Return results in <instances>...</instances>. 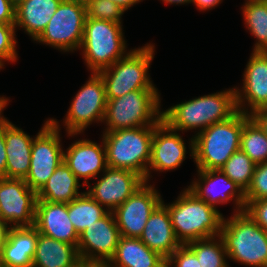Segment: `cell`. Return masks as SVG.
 Wrapping results in <instances>:
<instances>
[{"label": "cell", "mask_w": 267, "mask_h": 267, "mask_svg": "<svg viewBox=\"0 0 267 267\" xmlns=\"http://www.w3.org/2000/svg\"><path fill=\"white\" fill-rule=\"evenodd\" d=\"M237 112L235 88L204 95L162 111V120L175 131L199 128L228 120Z\"/></svg>", "instance_id": "6da1fadb"}, {"label": "cell", "mask_w": 267, "mask_h": 267, "mask_svg": "<svg viewBox=\"0 0 267 267\" xmlns=\"http://www.w3.org/2000/svg\"><path fill=\"white\" fill-rule=\"evenodd\" d=\"M171 218L176 238L181 245L218 236L223 225V215L218 209L199 199L188 188L172 204H164Z\"/></svg>", "instance_id": "7a4b0ae2"}, {"label": "cell", "mask_w": 267, "mask_h": 267, "mask_svg": "<svg viewBox=\"0 0 267 267\" xmlns=\"http://www.w3.org/2000/svg\"><path fill=\"white\" fill-rule=\"evenodd\" d=\"M244 113L237 111L228 120L214 123L196 133L189 143L191 157L200 170H218L240 149Z\"/></svg>", "instance_id": "3957f363"}, {"label": "cell", "mask_w": 267, "mask_h": 267, "mask_svg": "<svg viewBox=\"0 0 267 267\" xmlns=\"http://www.w3.org/2000/svg\"><path fill=\"white\" fill-rule=\"evenodd\" d=\"M220 236L230 260L246 266L267 267V231L245 210L223 219Z\"/></svg>", "instance_id": "277c9868"}, {"label": "cell", "mask_w": 267, "mask_h": 267, "mask_svg": "<svg viewBox=\"0 0 267 267\" xmlns=\"http://www.w3.org/2000/svg\"><path fill=\"white\" fill-rule=\"evenodd\" d=\"M157 126H143L103 132L107 165L139 174L147 182L151 142Z\"/></svg>", "instance_id": "5b68a950"}, {"label": "cell", "mask_w": 267, "mask_h": 267, "mask_svg": "<svg viewBox=\"0 0 267 267\" xmlns=\"http://www.w3.org/2000/svg\"><path fill=\"white\" fill-rule=\"evenodd\" d=\"M159 96L157 89H141L107 99L103 120L107 127L104 132L158 126L163 121Z\"/></svg>", "instance_id": "8992f818"}, {"label": "cell", "mask_w": 267, "mask_h": 267, "mask_svg": "<svg viewBox=\"0 0 267 267\" xmlns=\"http://www.w3.org/2000/svg\"><path fill=\"white\" fill-rule=\"evenodd\" d=\"M121 24L86 17L80 49L91 73H99L129 53Z\"/></svg>", "instance_id": "52a82bcc"}, {"label": "cell", "mask_w": 267, "mask_h": 267, "mask_svg": "<svg viewBox=\"0 0 267 267\" xmlns=\"http://www.w3.org/2000/svg\"><path fill=\"white\" fill-rule=\"evenodd\" d=\"M154 48L151 43L138 49L134 48L113 65L99 72L107 99L119 98L134 90L156 89L148 75Z\"/></svg>", "instance_id": "ba28073f"}, {"label": "cell", "mask_w": 267, "mask_h": 267, "mask_svg": "<svg viewBox=\"0 0 267 267\" xmlns=\"http://www.w3.org/2000/svg\"><path fill=\"white\" fill-rule=\"evenodd\" d=\"M85 19L84 1L62 0L45 30L35 41L63 52L80 49Z\"/></svg>", "instance_id": "9c48e42d"}, {"label": "cell", "mask_w": 267, "mask_h": 267, "mask_svg": "<svg viewBox=\"0 0 267 267\" xmlns=\"http://www.w3.org/2000/svg\"><path fill=\"white\" fill-rule=\"evenodd\" d=\"M58 124L54 119L47 120L32 143L30 169L25 182L36 193L63 161L64 151Z\"/></svg>", "instance_id": "30bf717a"}, {"label": "cell", "mask_w": 267, "mask_h": 267, "mask_svg": "<svg viewBox=\"0 0 267 267\" xmlns=\"http://www.w3.org/2000/svg\"><path fill=\"white\" fill-rule=\"evenodd\" d=\"M107 98L105 85L99 73H92L78 91L68 109L64 124L68 136L84 132L92 122H103ZM95 120V121H94Z\"/></svg>", "instance_id": "8fae6325"}, {"label": "cell", "mask_w": 267, "mask_h": 267, "mask_svg": "<svg viewBox=\"0 0 267 267\" xmlns=\"http://www.w3.org/2000/svg\"><path fill=\"white\" fill-rule=\"evenodd\" d=\"M36 202L37 193L24 179L0 178V220L4 224H10V227L34 226Z\"/></svg>", "instance_id": "7c38bea8"}, {"label": "cell", "mask_w": 267, "mask_h": 267, "mask_svg": "<svg viewBox=\"0 0 267 267\" xmlns=\"http://www.w3.org/2000/svg\"><path fill=\"white\" fill-rule=\"evenodd\" d=\"M162 202L160 193L145 182L114 211L120 236L140 238L150 214Z\"/></svg>", "instance_id": "4fadbf2b"}, {"label": "cell", "mask_w": 267, "mask_h": 267, "mask_svg": "<svg viewBox=\"0 0 267 267\" xmlns=\"http://www.w3.org/2000/svg\"><path fill=\"white\" fill-rule=\"evenodd\" d=\"M103 173V177L94 186L89 185L86 192L112 212L145 183L139 174L126 169L107 167Z\"/></svg>", "instance_id": "5bb4252c"}, {"label": "cell", "mask_w": 267, "mask_h": 267, "mask_svg": "<svg viewBox=\"0 0 267 267\" xmlns=\"http://www.w3.org/2000/svg\"><path fill=\"white\" fill-rule=\"evenodd\" d=\"M120 239L119 228L112 211L87 226L79 234L78 253L88 260H109L114 256Z\"/></svg>", "instance_id": "9a60e30c"}, {"label": "cell", "mask_w": 267, "mask_h": 267, "mask_svg": "<svg viewBox=\"0 0 267 267\" xmlns=\"http://www.w3.org/2000/svg\"><path fill=\"white\" fill-rule=\"evenodd\" d=\"M243 75L242 90L235 87L236 107L251 115L267 102V52L253 51Z\"/></svg>", "instance_id": "2e32d148"}, {"label": "cell", "mask_w": 267, "mask_h": 267, "mask_svg": "<svg viewBox=\"0 0 267 267\" xmlns=\"http://www.w3.org/2000/svg\"><path fill=\"white\" fill-rule=\"evenodd\" d=\"M198 179L193 180L188 189L199 199L206 201L209 205L217 207V204H226L234 199L236 209L233 213H240L245 210V193L240 187L230 180L220 169L200 170ZM223 183V184H222ZM217 184H222L223 190ZM233 198V199H232Z\"/></svg>", "instance_id": "e0dca14e"}, {"label": "cell", "mask_w": 267, "mask_h": 267, "mask_svg": "<svg viewBox=\"0 0 267 267\" xmlns=\"http://www.w3.org/2000/svg\"><path fill=\"white\" fill-rule=\"evenodd\" d=\"M182 136L162 121L155 129L151 142V159L147 171H169L177 169L185 160L186 146Z\"/></svg>", "instance_id": "ac0fdd59"}, {"label": "cell", "mask_w": 267, "mask_h": 267, "mask_svg": "<svg viewBox=\"0 0 267 267\" xmlns=\"http://www.w3.org/2000/svg\"><path fill=\"white\" fill-rule=\"evenodd\" d=\"M63 161L78 180L85 179L83 185L89 186L88 180L108 167L103 138L101 145L87 139L75 141L64 151Z\"/></svg>", "instance_id": "d6986e66"}, {"label": "cell", "mask_w": 267, "mask_h": 267, "mask_svg": "<svg viewBox=\"0 0 267 267\" xmlns=\"http://www.w3.org/2000/svg\"><path fill=\"white\" fill-rule=\"evenodd\" d=\"M34 227L40 234L78 246L79 235L68 215V203L37 200Z\"/></svg>", "instance_id": "ffe728a7"}, {"label": "cell", "mask_w": 267, "mask_h": 267, "mask_svg": "<svg viewBox=\"0 0 267 267\" xmlns=\"http://www.w3.org/2000/svg\"><path fill=\"white\" fill-rule=\"evenodd\" d=\"M6 178L24 179L30 169L33 138L4 117Z\"/></svg>", "instance_id": "44dd1931"}, {"label": "cell", "mask_w": 267, "mask_h": 267, "mask_svg": "<svg viewBox=\"0 0 267 267\" xmlns=\"http://www.w3.org/2000/svg\"><path fill=\"white\" fill-rule=\"evenodd\" d=\"M140 240L165 259L181 246L174 233L168 209L162 203L150 214Z\"/></svg>", "instance_id": "7402d4cb"}, {"label": "cell", "mask_w": 267, "mask_h": 267, "mask_svg": "<svg viewBox=\"0 0 267 267\" xmlns=\"http://www.w3.org/2000/svg\"><path fill=\"white\" fill-rule=\"evenodd\" d=\"M38 234L34 226L9 227L1 253L2 267H32Z\"/></svg>", "instance_id": "603a6c76"}, {"label": "cell", "mask_w": 267, "mask_h": 267, "mask_svg": "<svg viewBox=\"0 0 267 267\" xmlns=\"http://www.w3.org/2000/svg\"><path fill=\"white\" fill-rule=\"evenodd\" d=\"M112 267H166V259L149 249L140 238L120 236Z\"/></svg>", "instance_id": "cb8c5ba5"}, {"label": "cell", "mask_w": 267, "mask_h": 267, "mask_svg": "<svg viewBox=\"0 0 267 267\" xmlns=\"http://www.w3.org/2000/svg\"><path fill=\"white\" fill-rule=\"evenodd\" d=\"M62 0H25L15 9V27L35 41L45 30Z\"/></svg>", "instance_id": "d4e9b609"}, {"label": "cell", "mask_w": 267, "mask_h": 267, "mask_svg": "<svg viewBox=\"0 0 267 267\" xmlns=\"http://www.w3.org/2000/svg\"><path fill=\"white\" fill-rule=\"evenodd\" d=\"M79 260L77 246L38 234L32 267H72Z\"/></svg>", "instance_id": "484cf974"}, {"label": "cell", "mask_w": 267, "mask_h": 267, "mask_svg": "<svg viewBox=\"0 0 267 267\" xmlns=\"http://www.w3.org/2000/svg\"><path fill=\"white\" fill-rule=\"evenodd\" d=\"M80 181L62 161L44 186L37 192V200L69 203L82 194Z\"/></svg>", "instance_id": "4316f807"}, {"label": "cell", "mask_w": 267, "mask_h": 267, "mask_svg": "<svg viewBox=\"0 0 267 267\" xmlns=\"http://www.w3.org/2000/svg\"><path fill=\"white\" fill-rule=\"evenodd\" d=\"M109 211L95 201L87 192L68 203V215L79 235L87 226L104 217Z\"/></svg>", "instance_id": "83f0119b"}, {"label": "cell", "mask_w": 267, "mask_h": 267, "mask_svg": "<svg viewBox=\"0 0 267 267\" xmlns=\"http://www.w3.org/2000/svg\"><path fill=\"white\" fill-rule=\"evenodd\" d=\"M241 9L245 26L258 39L253 51L267 52V0H246Z\"/></svg>", "instance_id": "f1b7e54d"}, {"label": "cell", "mask_w": 267, "mask_h": 267, "mask_svg": "<svg viewBox=\"0 0 267 267\" xmlns=\"http://www.w3.org/2000/svg\"><path fill=\"white\" fill-rule=\"evenodd\" d=\"M240 149L257 165L267 162V136L261 126L244 113Z\"/></svg>", "instance_id": "f546056e"}, {"label": "cell", "mask_w": 267, "mask_h": 267, "mask_svg": "<svg viewBox=\"0 0 267 267\" xmlns=\"http://www.w3.org/2000/svg\"><path fill=\"white\" fill-rule=\"evenodd\" d=\"M186 245L195 253L200 267H229L226 262L228 254L220 235L192 241Z\"/></svg>", "instance_id": "4dcf8cb0"}, {"label": "cell", "mask_w": 267, "mask_h": 267, "mask_svg": "<svg viewBox=\"0 0 267 267\" xmlns=\"http://www.w3.org/2000/svg\"><path fill=\"white\" fill-rule=\"evenodd\" d=\"M256 164L241 149L235 151L221 171L245 193L250 187Z\"/></svg>", "instance_id": "1f68e13d"}, {"label": "cell", "mask_w": 267, "mask_h": 267, "mask_svg": "<svg viewBox=\"0 0 267 267\" xmlns=\"http://www.w3.org/2000/svg\"><path fill=\"white\" fill-rule=\"evenodd\" d=\"M86 17L122 23L124 10L110 0H86Z\"/></svg>", "instance_id": "d6a6232c"}, {"label": "cell", "mask_w": 267, "mask_h": 267, "mask_svg": "<svg viewBox=\"0 0 267 267\" xmlns=\"http://www.w3.org/2000/svg\"><path fill=\"white\" fill-rule=\"evenodd\" d=\"M16 27L14 24L0 23V66L3 68L4 61L16 62Z\"/></svg>", "instance_id": "836d02e7"}, {"label": "cell", "mask_w": 267, "mask_h": 267, "mask_svg": "<svg viewBox=\"0 0 267 267\" xmlns=\"http://www.w3.org/2000/svg\"><path fill=\"white\" fill-rule=\"evenodd\" d=\"M259 199H267V162L255 166L252 182L245 192L246 201Z\"/></svg>", "instance_id": "e575fe53"}, {"label": "cell", "mask_w": 267, "mask_h": 267, "mask_svg": "<svg viewBox=\"0 0 267 267\" xmlns=\"http://www.w3.org/2000/svg\"><path fill=\"white\" fill-rule=\"evenodd\" d=\"M200 267L195 253L187 246L181 245L167 259L166 267Z\"/></svg>", "instance_id": "d590c367"}, {"label": "cell", "mask_w": 267, "mask_h": 267, "mask_svg": "<svg viewBox=\"0 0 267 267\" xmlns=\"http://www.w3.org/2000/svg\"><path fill=\"white\" fill-rule=\"evenodd\" d=\"M245 211L260 227L267 231V199L245 201Z\"/></svg>", "instance_id": "8d00e7d4"}, {"label": "cell", "mask_w": 267, "mask_h": 267, "mask_svg": "<svg viewBox=\"0 0 267 267\" xmlns=\"http://www.w3.org/2000/svg\"><path fill=\"white\" fill-rule=\"evenodd\" d=\"M0 23L15 24V8L9 0H0Z\"/></svg>", "instance_id": "74e56055"}, {"label": "cell", "mask_w": 267, "mask_h": 267, "mask_svg": "<svg viewBox=\"0 0 267 267\" xmlns=\"http://www.w3.org/2000/svg\"><path fill=\"white\" fill-rule=\"evenodd\" d=\"M6 160L4 139V118L0 121V178H6Z\"/></svg>", "instance_id": "f35d334b"}, {"label": "cell", "mask_w": 267, "mask_h": 267, "mask_svg": "<svg viewBox=\"0 0 267 267\" xmlns=\"http://www.w3.org/2000/svg\"><path fill=\"white\" fill-rule=\"evenodd\" d=\"M222 0H191V3H194L199 10H208L216 7Z\"/></svg>", "instance_id": "ab89813d"}, {"label": "cell", "mask_w": 267, "mask_h": 267, "mask_svg": "<svg viewBox=\"0 0 267 267\" xmlns=\"http://www.w3.org/2000/svg\"><path fill=\"white\" fill-rule=\"evenodd\" d=\"M83 267H112L109 260L83 259Z\"/></svg>", "instance_id": "60d3db41"}, {"label": "cell", "mask_w": 267, "mask_h": 267, "mask_svg": "<svg viewBox=\"0 0 267 267\" xmlns=\"http://www.w3.org/2000/svg\"><path fill=\"white\" fill-rule=\"evenodd\" d=\"M250 116L261 126L267 136V113H252Z\"/></svg>", "instance_id": "b9f144b4"}, {"label": "cell", "mask_w": 267, "mask_h": 267, "mask_svg": "<svg viewBox=\"0 0 267 267\" xmlns=\"http://www.w3.org/2000/svg\"><path fill=\"white\" fill-rule=\"evenodd\" d=\"M120 6L124 11L128 10V8L132 7L136 3L138 4L142 0H110Z\"/></svg>", "instance_id": "7bdbcfd3"}, {"label": "cell", "mask_w": 267, "mask_h": 267, "mask_svg": "<svg viewBox=\"0 0 267 267\" xmlns=\"http://www.w3.org/2000/svg\"><path fill=\"white\" fill-rule=\"evenodd\" d=\"M8 228H9V226L4 224L0 220V255L2 253V248H3V244H4V241H5V238H6V234H7Z\"/></svg>", "instance_id": "ee69618b"}, {"label": "cell", "mask_w": 267, "mask_h": 267, "mask_svg": "<svg viewBox=\"0 0 267 267\" xmlns=\"http://www.w3.org/2000/svg\"><path fill=\"white\" fill-rule=\"evenodd\" d=\"M8 100L9 99L6 97H0V121L4 118V116H2L1 114L3 109L6 108L7 104L9 103Z\"/></svg>", "instance_id": "f6af8a7d"}, {"label": "cell", "mask_w": 267, "mask_h": 267, "mask_svg": "<svg viewBox=\"0 0 267 267\" xmlns=\"http://www.w3.org/2000/svg\"><path fill=\"white\" fill-rule=\"evenodd\" d=\"M162 1H164V3H166V4H176V5L191 3V0H162Z\"/></svg>", "instance_id": "bcb514c9"}, {"label": "cell", "mask_w": 267, "mask_h": 267, "mask_svg": "<svg viewBox=\"0 0 267 267\" xmlns=\"http://www.w3.org/2000/svg\"><path fill=\"white\" fill-rule=\"evenodd\" d=\"M25 0H9L11 5L17 9Z\"/></svg>", "instance_id": "7dc6e473"}, {"label": "cell", "mask_w": 267, "mask_h": 267, "mask_svg": "<svg viewBox=\"0 0 267 267\" xmlns=\"http://www.w3.org/2000/svg\"><path fill=\"white\" fill-rule=\"evenodd\" d=\"M254 113H267V102L259 109L256 110Z\"/></svg>", "instance_id": "c3c4849f"}, {"label": "cell", "mask_w": 267, "mask_h": 267, "mask_svg": "<svg viewBox=\"0 0 267 267\" xmlns=\"http://www.w3.org/2000/svg\"><path fill=\"white\" fill-rule=\"evenodd\" d=\"M72 267H83V258H80V260Z\"/></svg>", "instance_id": "681fc988"}]
</instances>
